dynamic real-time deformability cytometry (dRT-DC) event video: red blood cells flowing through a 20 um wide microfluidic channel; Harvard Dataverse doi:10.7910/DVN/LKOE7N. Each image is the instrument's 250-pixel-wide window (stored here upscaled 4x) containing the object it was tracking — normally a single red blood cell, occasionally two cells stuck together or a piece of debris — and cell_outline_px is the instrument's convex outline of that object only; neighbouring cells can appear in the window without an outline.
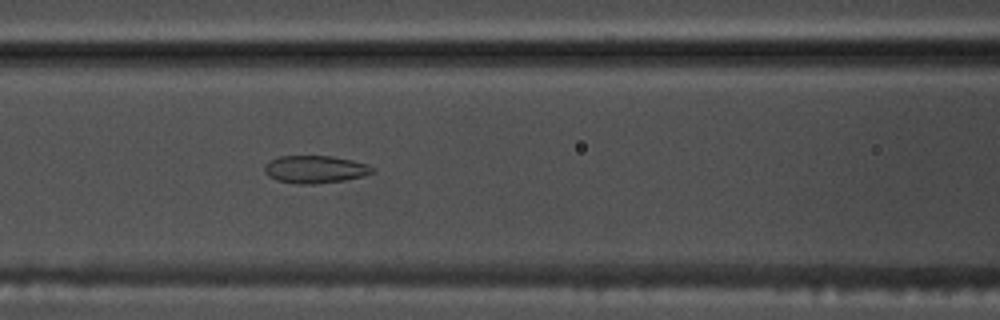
{"species": "common noctule bat (a hibernating species)", "species_latin": "Nyctalus noctula", "temperature_condition": "warm", "stored_images_in_passage": 42, "camera_frame_rate_fps": 3000, "um_per_image_px": 0.085, "animal": {"sex": "male", "body_mass_g": 17.5, "forearm_length_mm": 52.3}, "frame": {"image": 1, "passage_image": 21, "time_ms": 6.667, "image_size_px": [1000, 320], "cell_outline_px": [[376, 172], [364, 176], [344, 180], [312, 184], [300, 184], [276, 180], [268, 176], [264, 172], [264, 168], [272, 160], [280, 156], [332, 156], [352, 160], [368, 164], [376, 168]], "centroid_in_image_um": [26.85, 14.39], "position_along_channel_um": 139.8, "area_um2": 17.34}}
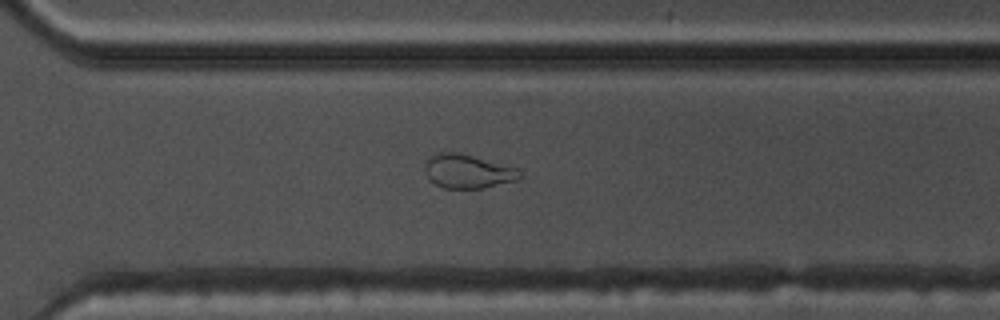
{"frame": {"image": 2, "passage_image": 36, "time_ms": 11.667, "image_size_px": [1000, 320], "cell_outline_px": [[524, 176], [520, 180], [484, 188], [444, 188], [436, 184], [424, 172], [424, 164], [432, 152], [456, 152], [472, 156], [516, 168]], "centroid_in_image_um": [39.75, 14.56], "position_along_channel_um": 330.8, "area_um2": 18.79}}
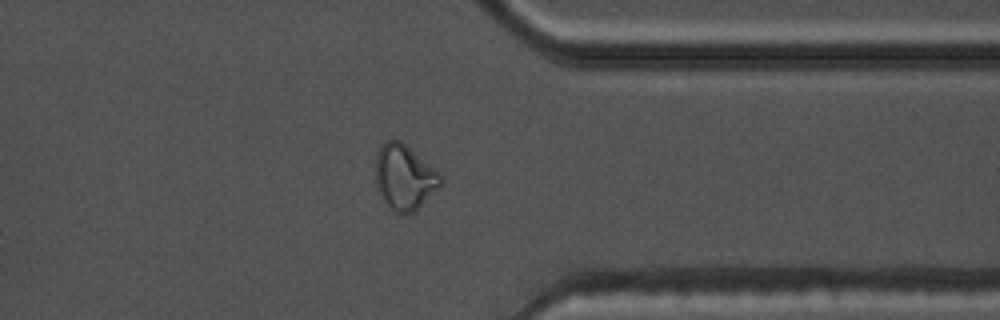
{"frame": {"image": 3, "passage_image": 40, "time_ms": 13.0, "image_size_px": [1000, 320], "cell_outline_px": [[444, 180], [416, 212], [400, 216], [384, 200], [376, 188], [376, 152], [380, 144], [388, 140], [400, 140], [440, 172], [444, 176]], "centroid_in_image_um": [34.38, 15.07], "position_along_channel_um": 377.0, "area_um2": 24.91}}